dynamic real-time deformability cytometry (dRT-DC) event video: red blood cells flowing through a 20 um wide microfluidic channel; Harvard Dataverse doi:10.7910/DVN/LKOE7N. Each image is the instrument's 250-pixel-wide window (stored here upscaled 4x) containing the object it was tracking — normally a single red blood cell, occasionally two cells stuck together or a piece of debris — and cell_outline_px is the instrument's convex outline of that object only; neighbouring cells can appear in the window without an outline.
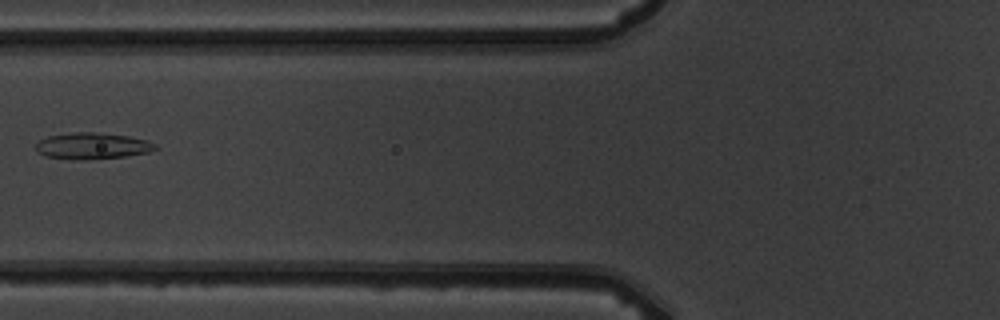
{"species": "common noctule bat (a hibernating species)", "species_latin": "Nyctalus noctula", "temperature_condition": "warm", "stored_images_in_passage": 9, "camera_frame_rate_fps": 3000, "um_per_image_px": 0.085, "animal": {"sex": "male", "body_mass_g": 19.5, "forearm_length_mm": 54.6}, "frame": {"image": 1, "passage_image": 4, "time_ms": 3.667, "image_size_px": [1000, 320], "cell_outline_px": [[160, 148], [148, 152], [124, 156], [84, 160], [44, 156], [36, 152], [36, 144], [40, 140], [48, 136], [72, 132], [92, 132], [128, 136], [148, 140], [156, 144]], "centroid_in_image_um": [7.85, 12.4], "position_along_channel_um": 117.9, "area_um2": 18.32}}
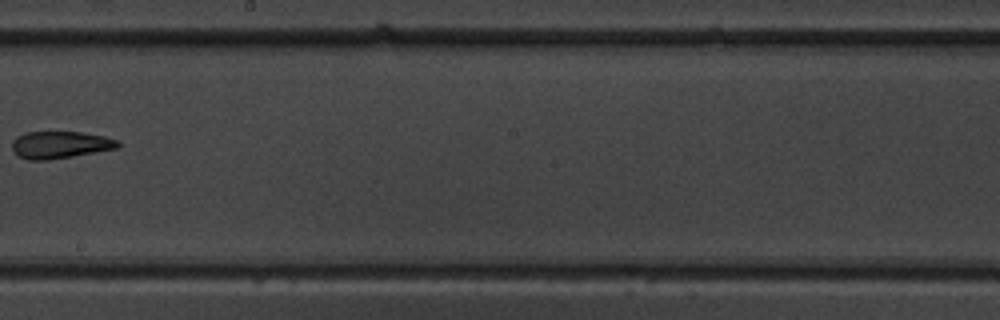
{"frame": {"image": 2, "passage_image": 7, "time_ms": 7.0, "image_size_px": [1000, 320], "cell_outline_px": [[120, 148], [48, 160], [28, 160], [20, 156], [12, 148], [12, 140], [16, 136], [24, 132], [80, 132], [104, 136], [116, 140], [120, 144]], "centroid_in_image_um": [5.1, 12.3], "position_along_channel_um": 243.1, "area_um2": 16.7}}
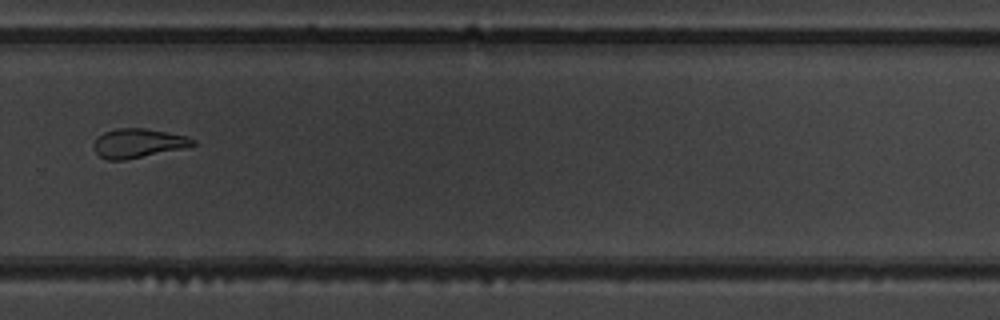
{"frame": {"image": 3, "passage_image": 9, "time_ms": 9.0, "image_size_px": [1000, 320], "cell_outline_px": [[196, 144], [184, 148], [124, 160], [108, 160], [100, 156], [96, 152], [92, 144], [104, 132], [116, 128], [144, 128], [168, 132], [188, 136], [196, 140]], "centroid_in_image_um": [11.76, 12.16], "position_along_channel_um": 318.0, "area_um2": 16.76}}